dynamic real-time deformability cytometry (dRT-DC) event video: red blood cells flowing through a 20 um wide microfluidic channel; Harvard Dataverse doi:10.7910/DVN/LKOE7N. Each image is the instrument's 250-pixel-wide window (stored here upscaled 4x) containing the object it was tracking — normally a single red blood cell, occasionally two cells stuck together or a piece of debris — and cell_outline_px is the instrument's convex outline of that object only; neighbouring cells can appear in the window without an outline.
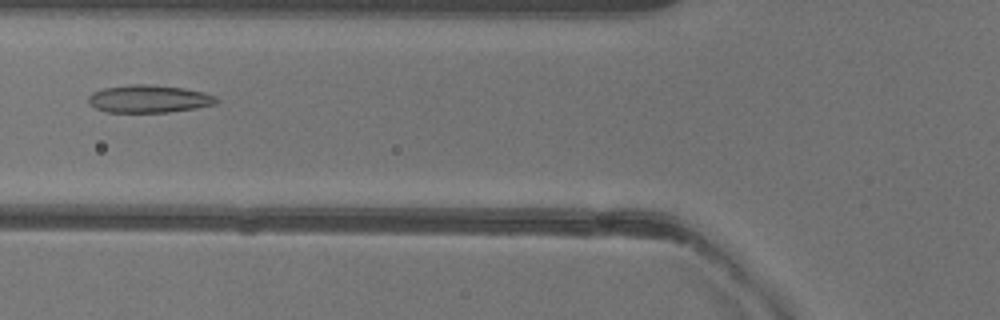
{"species": "common noctule bat (a hibernating species)", "species_latin": "Nyctalus noctula", "temperature_condition": "warm", "stored_images_in_passage": 51, "camera_frame_rate_fps": 3000, "um_per_image_px": 0.085, "animal": {"sex": "female"}, "frame": {"image": 1, "passage_image": 19, "time_ms": 6.0, "image_size_px": [1000, 320], "cell_outline_px": [[220, 100], [216, 104], [196, 108], [168, 112], [108, 112], [96, 108], [88, 104], [88, 96], [92, 92], [104, 88], [132, 84], [152, 84], [184, 88], [204, 92], [216, 96]], "centroid_in_image_um": [12.67, 8.4], "position_along_channel_um": 113.1, "area_um2": 20.81}}
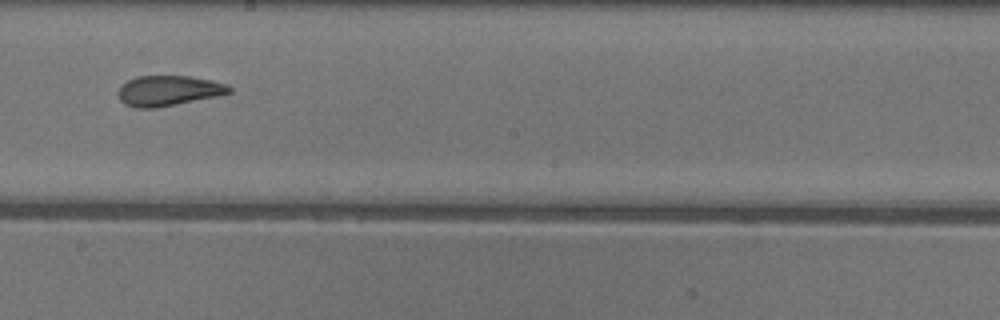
{"frame": {"image": 2, "passage_image": 28, "time_ms": 9.0, "image_size_px": [1000, 320], "cell_outline_px": [[232, 92], [220, 96], [156, 108], [136, 108], [124, 104], [120, 100], [116, 92], [120, 84], [136, 76], [188, 76], [212, 80], [228, 84], [232, 88]], "centroid_in_image_um": [14.31, 7.71], "position_along_channel_um": 233.9, "area_um2": 20.0}}
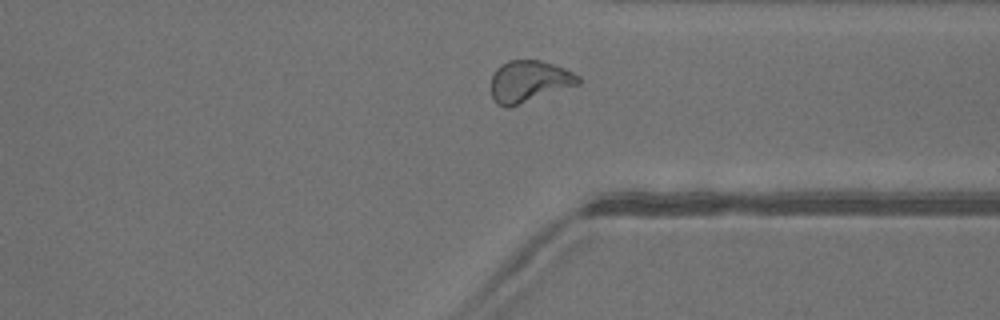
{"frame": {"image": 3, "passage_image": 38, "time_ms": 12.333, "image_size_px": [1000, 320], "cell_outline_px": [[580, 84], [508, 108], [504, 108], [496, 104], [492, 96], [492, 76], [496, 68], [508, 60], [540, 60], [564, 68], [580, 76]], "centroid_in_image_um": [44.96, 6.92], "position_along_channel_um": 366.4, "area_um2": 21.15}, "authors_computed_cell_mechanics": {"area_um2": 21.4438, "velocity_mm_per_s": 4.0214, "shape_relaxation_time_tau1_ms": null, "shape_relaxation_time_tau2_ms": 1.6532, "deformation_change_tau1": null, "deformation_change_tau2": 0.093}}